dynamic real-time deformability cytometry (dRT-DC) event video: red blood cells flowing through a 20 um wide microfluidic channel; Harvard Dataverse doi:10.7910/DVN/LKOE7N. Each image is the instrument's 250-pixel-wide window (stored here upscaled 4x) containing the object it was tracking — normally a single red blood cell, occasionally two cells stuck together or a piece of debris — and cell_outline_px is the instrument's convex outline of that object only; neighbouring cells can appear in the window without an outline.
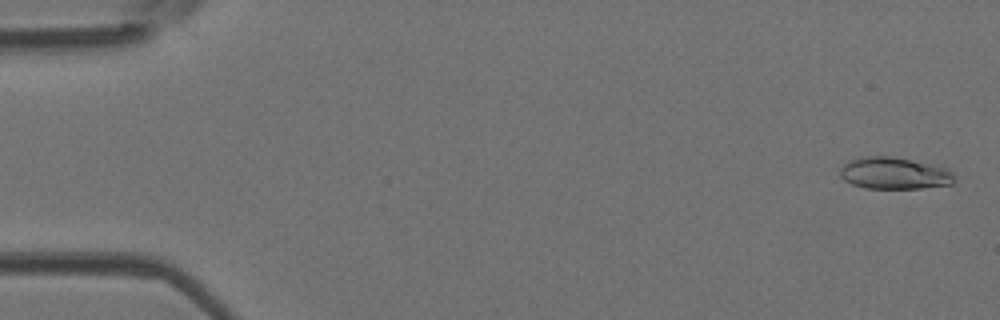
{"species": "Egyptian fruit bat (a non-hibernating species)", "species_latin": "Rousettus aegyptiacus", "temperature_condition": "room temperature", "stored_images_in_passage": 50, "camera_frame_rate_fps": 3000, "um_per_image_px": 0.085, "animal": {"sex": "female"}, "frame": {"image": 1, "passage_image": 2, "time_ms": 0.333, "image_size_px": [1000, 320], "cell_outline_px": [[956, 176], [952, 184], [920, 188], [864, 188], [852, 184], [844, 180], [840, 176], [840, 168], [844, 164], [852, 160], [864, 156], [892, 156], [948, 168]], "centroid_in_image_um": [76.02, 14.73], "position_along_channel_um": 9.0, "area_um2": 21.15}}
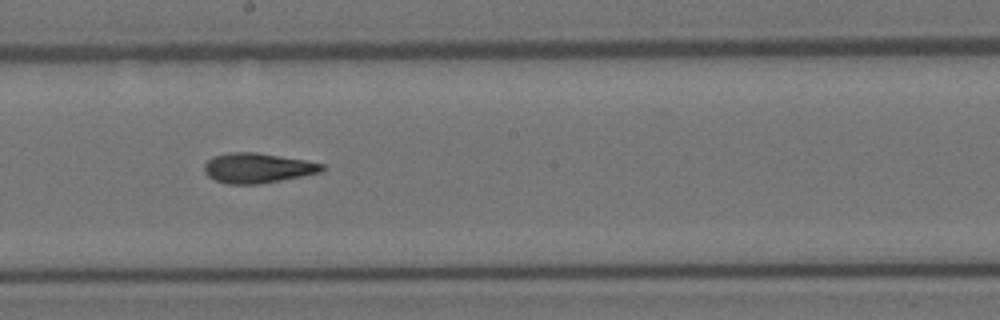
{"frame": {"image": 2, "passage_image": 28, "time_ms": 9.0, "image_size_px": [1000, 320], "cell_outline_px": [[324, 168], [320, 172], [260, 184], [228, 184], [216, 180], [208, 176], [204, 172], [204, 164], [212, 156], [228, 152], [256, 152], [304, 160], [324, 164]], "centroid_in_image_um": [21.84, 14.27], "position_along_channel_um": 226.4, "area_um2": 20.4}}
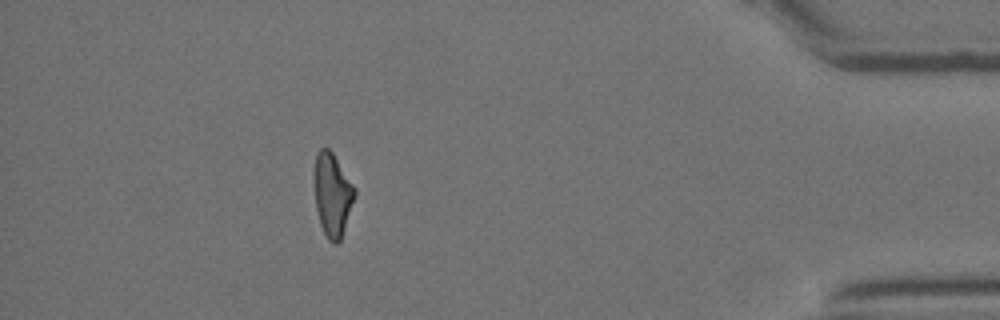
{"frame": {"image": 3, "passage_image": 45, "time_ms": 14.667, "image_size_px": [1000, 320], "cell_outline_px": [[356, 196], [340, 240], [336, 244], [332, 244], [328, 240], [320, 224], [316, 208], [316, 152], [320, 148], [328, 148], [332, 152], [356, 188]], "centroid_in_image_um": [28.29, 16.57], "position_along_channel_um": 406.9, "area_um2": 19.19}, "authors_computed_cell_mechanics": {"area_um2": 20.2589, "velocity_mm_per_s": 4.0798, "shape_relaxation_time_tau1_ms": null, "shape_relaxation_time_tau2_ms": 2.6587, "deformation_change_tau1": null, "deformation_change_tau2": 0.1195}}